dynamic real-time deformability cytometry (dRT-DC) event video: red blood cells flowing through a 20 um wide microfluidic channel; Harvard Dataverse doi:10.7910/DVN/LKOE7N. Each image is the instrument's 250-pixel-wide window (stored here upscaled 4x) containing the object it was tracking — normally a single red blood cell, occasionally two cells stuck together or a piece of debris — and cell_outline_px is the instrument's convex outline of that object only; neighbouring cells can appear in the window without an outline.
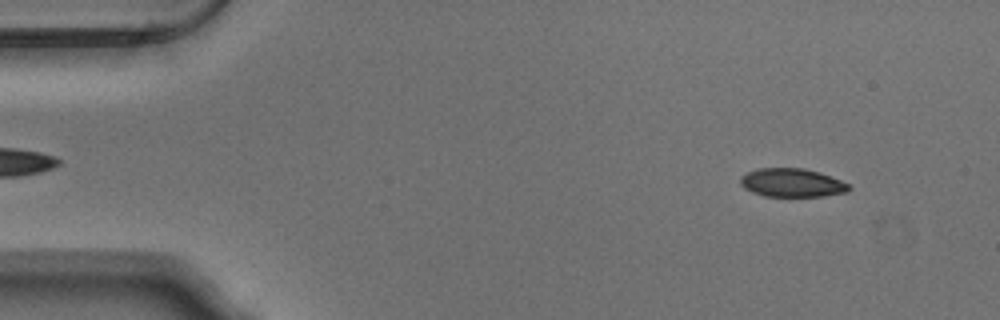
{"species": "Egyptian fruit bat (a non-hibernating species)", "species_latin": "Rousettus aegyptiacus", "temperature_condition": "warm", "stored_images_in_passage": 53, "camera_frame_rate_fps": 3000, "um_per_image_px": 0.085, "animal": {"sex": "male"}, "frame": {"image": 1, "passage_image": 5, "time_ms": 1.333, "image_size_px": [1000, 320], "cell_outline_px": [[852, 188], [848, 192], [824, 196], [764, 196], [752, 192], [744, 188], [740, 184], [740, 176], [748, 172], [760, 168], [804, 168], [820, 172], [840, 180], [848, 184]], "centroid_in_image_um": [67.32, 15.53], "position_along_channel_um": 17.7, "area_um2": 18.09}}
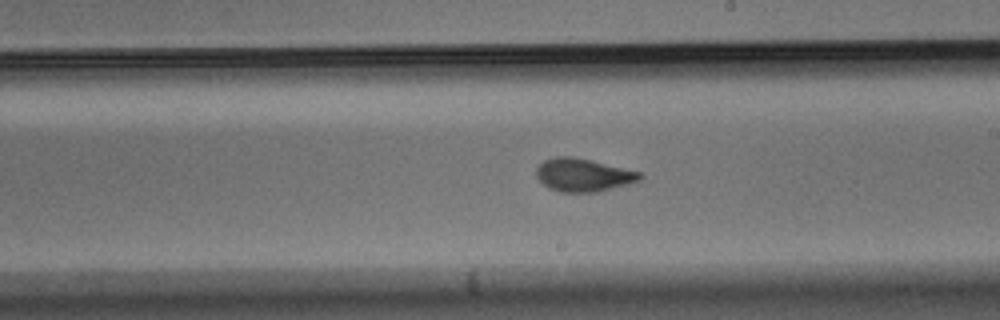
{"frame": {"image": 2, "passage_image": 30, "time_ms": 9.667, "image_size_px": [1000, 320], "cell_outline_px": [[644, 176], [640, 180], [628, 184], [596, 192], [560, 192], [548, 188], [536, 176], [536, 168], [544, 160], [552, 156], [572, 156], [592, 160], [640, 172]], "centroid_in_image_um": [49.56, 14.86], "position_along_channel_um": 239.4, "area_um2": 20.0}}
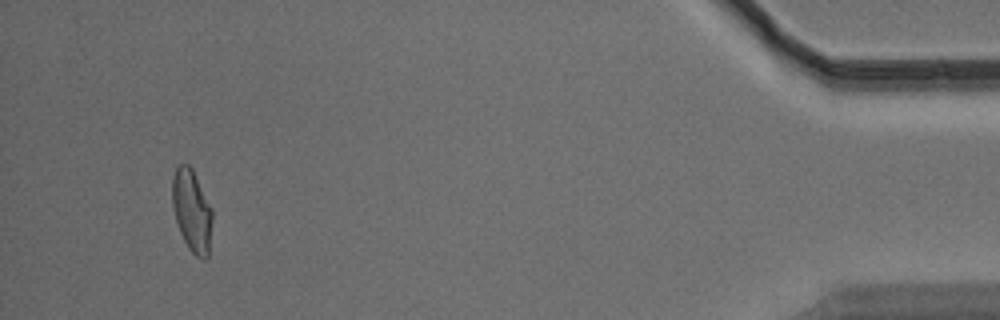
{"frame": {"image": 3, "passage_image": 50, "time_ms": 16.333, "image_size_px": [1000, 320], "cell_outline_px": [[212, 220], [208, 256], [204, 260], [196, 256], [188, 248], [180, 232], [176, 220], [172, 204], [172, 176], [176, 168], [180, 164], [188, 164], [192, 168], [212, 208]], "centroid_in_image_um": [16.3, 17.9], "position_along_channel_um": 418.9, "area_um2": 19.13}, "authors_computed_cell_mechanics": {"area_um2": 19.363, "velocity_mm_per_s": 3.788, "shape_relaxation_time_tau1_ms": 6.2579, "shape_relaxation_time_tau2_ms": 1.0663, "deformation_change_tau1": 0.1938, "deformation_change_tau2": 0.0588}}